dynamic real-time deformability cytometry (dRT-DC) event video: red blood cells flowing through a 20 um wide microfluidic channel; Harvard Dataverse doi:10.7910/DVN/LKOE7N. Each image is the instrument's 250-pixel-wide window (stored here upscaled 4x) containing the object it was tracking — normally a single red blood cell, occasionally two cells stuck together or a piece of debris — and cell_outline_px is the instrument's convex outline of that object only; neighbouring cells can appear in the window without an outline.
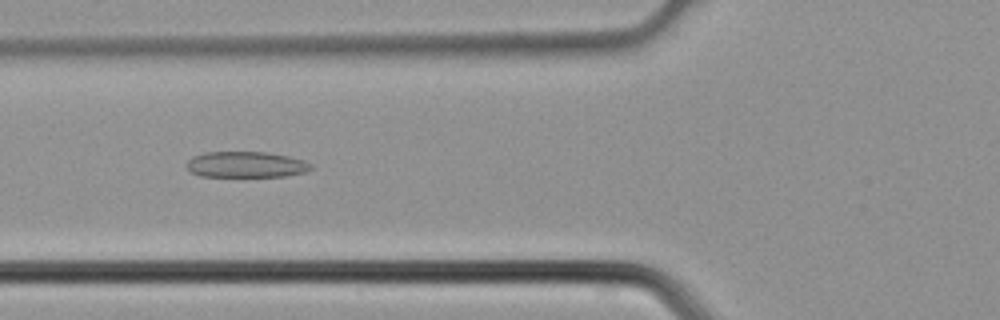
{"species": "common noctule bat (a hibernating species)", "species_latin": "Nyctalus noctula", "temperature_condition": "cold", "stored_images_in_passage": 4, "camera_frame_rate_fps": 3000, "um_per_image_px": 0.085, "animal": {"sex": "male", "body_mass_g": 21.5, "forearm_length_mm": 52.0}, "frame": {"image": 1, "passage_image": 4, "time_ms": 1.0, "image_size_px": [1000, 320], "cell_outline_px": [[312, 168], [304, 172], [284, 176], [200, 176], [192, 172], [188, 168], [188, 160], [192, 156], [208, 152], [264, 152], [288, 156], [304, 160], [312, 164]], "centroid_in_image_um": [20.92, 13.98], "position_along_channel_um": 104.9, "area_um2": 18.55}}